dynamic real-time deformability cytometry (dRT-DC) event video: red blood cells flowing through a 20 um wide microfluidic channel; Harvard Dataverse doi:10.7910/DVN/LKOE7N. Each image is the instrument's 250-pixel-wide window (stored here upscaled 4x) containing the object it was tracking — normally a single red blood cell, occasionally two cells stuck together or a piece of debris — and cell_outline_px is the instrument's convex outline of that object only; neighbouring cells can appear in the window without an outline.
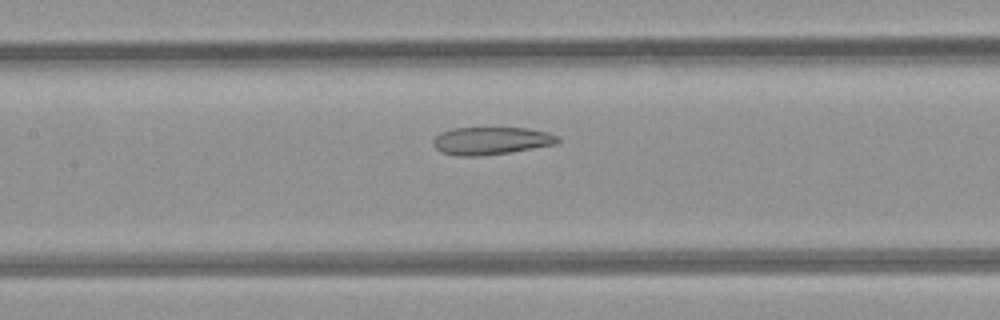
{"species": "common noctule bat (a hibernating species)", "species_latin": "Nyctalus noctula", "temperature_condition": "room temperature", "stored_images_in_passage": 18, "camera_frame_rate_fps": 3000, "um_per_image_px": 0.085, "animal": {"sex": "female", "body_mass_g": 21.9}, "frame": {"image": 1, "passage_image": 8, "time_ms": 2.333, "image_size_px": [1000, 320], "cell_outline_px": [[560, 140], [556, 144], [508, 152], [480, 156], [460, 156], [440, 152], [432, 144], [432, 140], [440, 132], [452, 128], [528, 128], [548, 132], [560, 136]], "centroid_in_image_um": [41.73, 11.96], "position_along_channel_um": 165.7, "area_um2": 20.11}}
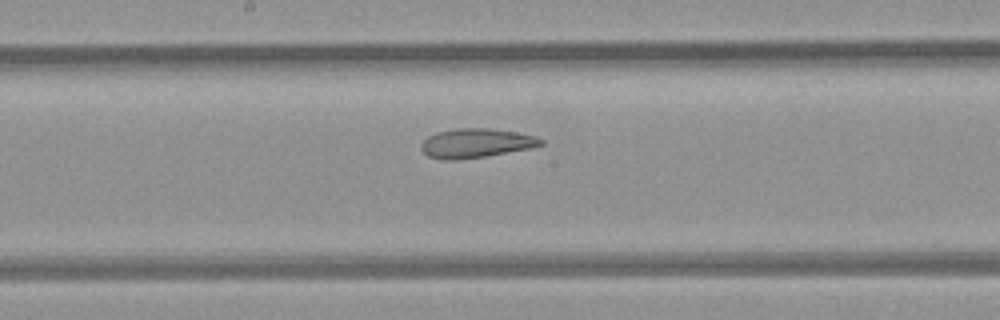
{"frame": {"image": 2, "passage_image": 11, "time_ms": 3.333, "image_size_px": [1000, 320], "cell_outline_px": [[544, 144], [532, 148], [484, 156], [456, 160], [440, 160], [428, 156], [420, 148], [420, 144], [428, 136], [436, 132], [456, 128], [492, 128], [516, 132], [536, 136], [544, 140]], "centroid_in_image_um": [40.45, 12.16], "position_along_channel_um": 207.7, "area_um2": 20.52}}